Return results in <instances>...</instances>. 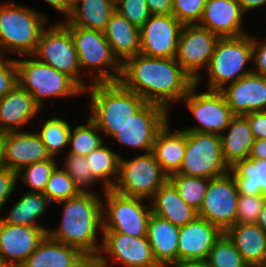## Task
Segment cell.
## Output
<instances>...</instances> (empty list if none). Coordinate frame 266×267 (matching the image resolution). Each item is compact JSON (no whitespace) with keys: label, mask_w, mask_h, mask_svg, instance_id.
<instances>
[{"label":"cell","mask_w":266,"mask_h":267,"mask_svg":"<svg viewBox=\"0 0 266 267\" xmlns=\"http://www.w3.org/2000/svg\"><path fill=\"white\" fill-rule=\"evenodd\" d=\"M119 82L128 90L167 110L182 101L195 81L175 58L150 57L139 53L122 64Z\"/></svg>","instance_id":"1"},{"label":"cell","mask_w":266,"mask_h":267,"mask_svg":"<svg viewBox=\"0 0 266 267\" xmlns=\"http://www.w3.org/2000/svg\"><path fill=\"white\" fill-rule=\"evenodd\" d=\"M93 192H80L64 204L62 220L54 231L47 229V235L54 240L80 249L88 257H96L100 248L96 244L97 232L102 231V203Z\"/></svg>","instance_id":"2"},{"label":"cell","mask_w":266,"mask_h":267,"mask_svg":"<svg viewBox=\"0 0 266 267\" xmlns=\"http://www.w3.org/2000/svg\"><path fill=\"white\" fill-rule=\"evenodd\" d=\"M90 119L100 132L113 137L147 103L143 97L126 89L119 81L91 83Z\"/></svg>","instance_id":"3"},{"label":"cell","mask_w":266,"mask_h":267,"mask_svg":"<svg viewBox=\"0 0 266 267\" xmlns=\"http://www.w3.org/2000/svg\"><path fill=\"white\" fill-rule=\"evenodd\" d=\"M46 21L41 12L15 2L0 4V52L33 55Z\"/></svg>","instance_id":"4"},{"label":"cell","mask_w":266,"mask_h":267,"mask_svg":"<svg viewBox=\"0 0 266 267\" xmlns=\"http://www.w3.org/2000/svg\"><path fill=\"white\" fill-rule=\"evenodd\" d=\"M16 59L17 84L27 90L42 109L44 97L69 98L84 91L66 74L49 66L33 55ZM30 57V58H29Z\"/></svg>","instance_id":"5"},{"label":"cell","mask_w":266,"mask_h":267,"mask_svg":"<svg viewBox=\"0 0 266 267\" xmlns=\"http://www.w3.org/2000/svg\"><path fill=\"white\" fill-rule=\"evenodd\" d=\"M252 60V37L219 38L207 69L209 91H221L226 84L234 83L252 73L244 66Z\"/></svg>","instance_id":"6"},{"label":"cell","mask_w":266,"mask_h":267,"mask_svg":"<svg viewBox=\"0 0 266 267\" xmlns=\"http://www.w3.org/2000/svg\"><path fill=\"white\" fill-rule=\"evenodd\" d=\"M65 26L72 36L80 68H99L98 72H94V69L92 71V84L118 82L122 72V63L114 56L104 32L75 25ZM105 66L108 67L107 69L110 67L111 70L104 69Z\"/></svg>","instance_id":"7"},{"label":"cell","mask_w":266,"mask_h":267,"mask_svg":"<svg viewBox=\"0 0 266 267\" xmlns=\"http://www.w3.org/2000/svg\"><path fill=\"white\" fill-rule=\"evenodd\" d=\"M102 204V232H119L129 236H147L151 207L141 197L125 196L113 189L105 191Z\"/></svg>","instance_id":"8"},{"label":"cell","mask_w":266,"mask_h":267,"mask_svg":"<svg viewBox=\"0 0 266 267\" xmlns=\"http://www.w3.org/2000/svg\"><path fill=\"white\" fill-rule=\"evenodd\" d=\"M229 171L222 155L220 135L186 131L185 156L178 173L212 179Z\"/></svg>","instance_id":"9"},{"label":"cell","mask_w":266,"mask_h":267,"mask_svg":"<svg viewBox=\"0 0 266 267\" xmlns=\"http://www.w3.org/2000/svg\"><path fill=\"white\" fill-rule=\"evenodd\" d=\"M33 56L69 76L83 91L89 87L80 79L82 75L77 51L70 31L62 22L52 25L50 29H43Z\"/></svg>","instance_id":"10"},{"label":"cell","mask_w":266,"mask_h":267,"mask_svg":"<svg viewBox=\"0 0 266 267\" xmlns=\"http://www.w3.org/2000/svg\"><path fill=\"white\" fill-rule=\"evenodd\" d=\"M168 180L152 151L132 160L120 158L119 174L112 188L115 192L133 197L150 199Z\"/></svg>","instance_id":"11"},{"label":"cell","mask_w":266,"mask_h":267,"mask_svg":"<svg viewBox=\"0 0 266 267\" xmlns=\"http://www.w3.org/2000/svg\"><path fill=\"white\" fill-rule=\"evenodd\" d=\"M238 197L237 185L230 172L209 179L198 217L209 221L225 233L236 224Z\"/></svg>","instance_id":"12"},{"label":"cell","mask_w":266,"mask_h":267,"mask_svg":"<svg viewBox=\"0 0 266 267\" xmlns=\"http://www.w3.org/2000/svg\"><path fill=\"white\" fill-rule=\"evenodd\" d=\"M195 88H197L196 84L189 89L182 100L186 102L190 112L201 125L186 128L183 131L221 135L234 116L224 95L220 91L209 90L196 94Z\"/></svg>","instance_id":"13"},{"label":"cell","mask_w":266,"mask_h":267,"mask_svg":"<svg viewBox=\"0 0 266 267\" xmlns=\"http://www.w3.org/2000/svg\"><path fill=\"white\" fill-rule=\"evenodd\" d=\"M218 39L217 35L198 24L184 25L181 30L175 60L197 86L202 79L198 70L208 67Z\"/></svg>","instance_id":"14"},{"label":"cell","mask_w":266,"mask_h":267,"mask_svg":"<svg viewBox=\"0 0 266 267\" xmlns=\"http://www.w3.org/2000/svg\"><path fill=\"white\" fill-rule=\"evenodd\" d=\"M169 110L155 103H146L112 138L121 145L152 151L157 133L168 121Z\"/></svg>","instance_id":"15"},{"label":"cell","mask_w":266,"mask_h":267,"mask_svg":"<svg viewBox=\"0 0 266 267\" xmlns=\"http://www.w3.org/2000/svg\"><path fill=\"white\" fill-rule=\"evenodd\" d=\"M183 26L172 14L150 15L140 28V53L150 57L175 58Z\"/></svg>","instance_id":"16"},{"label":"cell","mask_w":266,"mask_h":267,"mask_svg":"<svg viewBox=\"0 0 266 267\" xmlns=\"http://www.w3.org/2000/svg\"><path fill=\"white\" fill-rule=\"evenodd\" d=\"M47 235L43 226H18L0 220V260L3 267H20Z\"/></svg>","instance_id":"17"},{"label":"cell","mask_w":266,"mask_h":267,"mask_svg":"<svg viewBox=\"0 0 266 267\" xmlns=\"http://www.w3.org/2000/svg\"><path fill=\"white\" fill-rule=\"evenodd\" d=\"M99 253L110 255L124 267H161L155 260L147 236L135 237L119 232H103Z\"/></svg>","instance_id":"18"},{"label":"cell","mask_w":266,"mask_h":267,"mask_svg":"<svg viewBox=\"0 0 266 267\" xmlns=\"http://www.w3.org/2000/svg\"><path fill=\"white\" fill-rule=\"evenodd\" d=\"M3 164L15 172L34 162L50 159L37 132L10 131L0 134Z\"/></svg>","instance_id":"19"},{"label":"cell","mask_w":266,"mask_h":267,"mask_svg":"<svg viewBox=\"0 0 266 267\" xmlns=\"http://www.w3.org/2000/svg\"><path fill=\"white\" fill-rule=\"evenodd\" d=\"M234 115L266 111V78L250 73L220 91Z\"/></svg>","instance_id":"20"},{"label":"cell","mask_w":266,"mask_h":267,"mask_svg":"<svg viewBox=\"0 0 266 267\" xmlns=\"http://www.w3.org/2000/svg\"><path fill=\"white\" fill-rule=\"evenodd\" d=\"M223 232L209 221L197 217L180 227L178 236V262L206 260L214 243Z\"/></svg>","instance_id":"21"},{"label":"cell","mask_w":266,"mask_h":267,"mask_svg":"<svg viewBox=\"0 0 266 267\" xmlns=\"http://www.w3.org/2000/svg\"><path fill=\"white\" fill-rule=\"evenodd\" d=\"M243 13L237 0H206L198 25L219 38L243 36L247 34L241 28Z\"/></svg>","instance_id":"22"},{"label":"cell","mask_w":266,"mask_h":267,"mask_svg":"<svg viewBox=\"0 0 266 267\" xmlns=\"http://www.w3.org/2000/svg\"><path fill=\"white\" fill-rule=\"evenodd\" d=\"M41 108L18 84L0 99V134L19 131Z\"/></svg>","instance_id":"23"},{"label":"cell","mask_w":266,"mask_h":267,"mask_svg":"<svg viewBox=\"0 0 266 267\" xmlns=\"http://www.w3.org/2000/svg\"><path fill=\"white\" fill-rule=\"evenodd\" d=\"M88 256L48 235L20 267H78Z\"/></svg>","instance_id":"24"},{"label":"cell","mask_w":266,"mask_h":267,"mask_svg":"<svg viewBox=\"0 0 266 267\" xmlns=\"http://www.w3.org/2000/svg\"><path fill=\"white\" fill-rule=\"evenodd\" d=\"M225 234L249 267H262L266 262V232L254 224L232 225Z\"/></svg>","instance_id":"25"},{"label":"cell","mask_w":266,"mask_h":267,"mask_svg":"<svg viewBox=\"0 0 266 267\" xmlns=\"http://www.w3.org/2000/svg\"><path fill=\"white\" fill-rule=\"evenodd\" d=\"M180 227L153 213L149 217L147 239L156 262L164 267L178 262V236Z\"/></svg>","instance_id":"26"},{"label":"cell","mask_w":266,"mask_h":267,"mask_svg":"<svg viewBox=\"0 0 266 267\" xmlns=\"http://www.w3.org/2000/svg\"><path fill=\"white\" fill-rule=\"evenodd\" d=\"M154 215L182 227L198 217V211L189 206L180 196L173 184L167 180L150 198Z\"/></svg>","instance_id":"27"},{"label":"cell","mask_w":266,"mask_h":267,"mask_svg":"<svg viewBox=\"0 0 266 267\" xmlns=\"http://www.w3.org/2000/svg\"><path fill=\"white\" fill-rule=\"evenodd\" d=\"M103 32L114 56L120 63L123 64L130 57L140 53V28L131 24L116 10Z\"/></svg>","instance_id":"28"},{"label":"cell","mask_w":266,"mask_h":267,"mask_svg":"<svg viewBox=\"0 0 266 267\" xmlns=\"http://www.w3.org/2000/svg\"><path fill=\"white\" fill-rule=\"evenodd\" d=\"M167 122L157 133L152 152L162 171L169 177L180 170L186 150V131L171 132Z\"/></svg>","instance_id":"29"},{"label":"cell","mask_w":266,"mask_h":267,"mask_svg":"<svg viewBox=\"0 0 266 267\" xmlns=\"http://www.w3.org/2000/svg\"><path fill=\"white\" fill-rule=\"evenodd\" d=\"M227 129L228 133L220 135L222 155L232 167L239 160L249 159L254 137L245 115H234Z\"/></svg>","instance_id":"30"},{"label":"cell","mask_w":266,"mask_h":267,"mask_svg":"<svg viewBox=\"0 0 266 267\" xmlns=\"http://www.w3.org/2000/svg\"><path fill=\"white\" fill-rule=\"evenodd\" d=\"M115 11V0H75L64 25L104 31Z\"/></svg>","instance_id":"31"},{"label":"cell","mask_w":266,"mask_h":267,"mask_svg":"<svg viewBox=\"0 0 266 267\" xmlns=\"http://www.w3.org/2000/svg\"><path fill=\"white\" fill-rule=\"evenodd\" d=\"M229 172L235 179L239 194L266 195V159L239 160Z\"/></svg>","instance_id":"32"},{"label":"cell","mask_w":266,"mask_h":267,"mask_svg":"<svg viewBox=\"0 0 266 267\" xmlns=\"http://www.w3.org/2000/svg\"><path fill=\"white\" fill-rule=\"evenodd\" d=\"M50 200L43 193L27 192L13 207L2 222L18 226H42L36 220L43 215Z\"/></svg>","instance_id":"33"},{"label":"cell","mask_w":266,"mask_h":267,"mask_svg":"<svg viewBox=\"0 0 266 267\" xmlns=\"http://www.w3.org/2000/svg\"><path fill=\"white\" fill-rule=\"evenodd\" d=\"M122 156L117 155L105 145H101L96 150L92 151L89 155L85 156L89 164L90 171L93 177L99 181L102 179L104 183V190L112 189L116 183L114 178H118L119 174V161ZM112 177V178H110Z\"/></svg>","instance_id":"34"},{"label":"cell","mask_w":266,"mask_h":267,"mask_svg":"<svg viewBox=\"0 0 266 267\" xmlns=\"http://www.w3.org/2000/svg\"><path fill=\"white\" fill-rule=\"evenodd\" d=\"M168 180L177 189L179 196L195 210L201 208L208 188V178L171 174Z\"/></svg>","instance_id":"35"},{"label":"cell","mask_w":266,"mask_h":267,"mask_svg":"<svg viewBox=\"0 0 266 267\" xmlns=\"http://www.w3.org/2000/svg\"><path fill=\"white\" fill-rule=\"evenodd\" d=\"M87 122V125L82 124L75 127L74 130L71 129L69 136V144L71 146L68 154L85 157L104 144L96 124L89 117Z\"/></svg>","instance_id":"36"},{"label":"cell","mask_w":266,"mask_h":267,"mask_svg":"<svg viewBox=\"0 0 266 267\" xmlns=\"http://www.w3.org/2000/svg\"><path fill=\"white\" fill-rule=\"evenodd\" d=\"M70 132L71 127L65 119L53 116L43 124L40 133L37 134L50 156L55 157L60 149L69 144Z\"/></svg>","instance_id":"37"},{"label":"cell","mask_w":266,"mask_h":267,"mask_svg":"<svg viewBox=\"0 0 266 267\" xmlns=\"http://www.w3.org/2000/svg\"><path fill=\"white\" fill-rule=\"evenodd\" d=\"M206 260L210 267H249L225 233L214 243Z\"/></svg>","instance_id":"38"},{"label":"cell","mask_w":266,"mask_h":267,"mask_svg":"<svg viewBox=\"0 0 266 267\" xmlns=\"http://www.w3.org/2000/svg\"><path fill=\"white\" fill-rule=\"evenodd\" d=\"M54 159L51 157L22 168L17 172L18 180L22 177V182L31 188L29 192L44 193L48 179L57 166Z\"/></svg>","instance_id":"39"},{"label":"cell","mask_w":266,"mask_h":267,"mask_svg":"<svg viewBox=\"0 0 266 267\" xmlns=\"http://www.w3.org/2000/svg\"><path fill=\"white\" fill-rule=\"evenodd\" d=\"M59 168V166H56L52 171L43 193L50 202L68 200L80 193L70 176Z\"/></svg>","instance_id":"40"},{"label":"cell","mask_w":266,"mask_h":267,"mask_svg":"<svg viewBox=\"0 0 266 267\" xmlns=\"http://www.w3.org/2000/svg\"><path fill=\"white\" fill-rule=\"evenodd\" d=\"M64 160L65 163L62 169L70 176L80 192H88L86 187H91L93 183L98 182L93 177L89 164L84 156L66 154V159Z\"/></svg>","instance_id":"41"},{"label":"cell","mask_w":266,"mask_h":267,"mask_svg":"<svg viewBox=\"0 0 266 267\" xmlns=\"http://www.w3.org/2000/svg\"><path fill=\"white\" fill-rule=\"evenodd\" d=\"M206 0H173L172 15L183 25L199 24Z\"/></svg>","instance_id":"42"},{"label":"cell","mask_w":266,"mask_h":267,"mask_svg":"<svg viewBox=\"0 0 266 267\" xmlns=\"http://www.w3.org/2000/svg\"><path fill=\"white\" fill-rule=\"evenodd\" d=\"M266 195H244L239 194L237 204L236 223L254 224L262 209Z\"/></svg>","instance_id":"43"},{"label":"cell","mask_w":266,"mask_h":267,"mask_svg":"<svg viewBox=\"0 0 266 267\" xmlns=\"http://www.w3.org/2000/svg\"><path fill=\"white\" fill-rule=\"evenodd\" d=\"M115 10L138 28H141L151 15L146 0H115Z\"/></svg>","instance_id":"44"},{"label":"cell","mask_w":266,"mask_h":267,"mask_svg":"<svg viewBox=\"0 0 266 267\" xmlns=\"http://www.w3.org/2000/svg\"><path fill=\"white\" fill-rule=\"evenodd\" d=\"M17 84V70L15 59H4L0 55V99Z\"/></svg>","instance_id":"45"},{"label":"cell","mask_w":266,"mask_h":267,"mask_svg":"<svg viewBox=\"0 0 266 267\" xmlns=\"http://www.w3.org/2000/svg\"><path fill=\"white\" fill-rule=\"evenodd\" d=\"M17 172L7 167L0 169V210L7 203L15 186L17 185Z\"/></svg>","instance_id":"46"},{"label":"cell","mask_w":266,"mask_h":267,"mask_svg":"<svg viewBox=\"0 0 266 267\" xmlns=\"http://www.w3.org/2000/svg\"><path fill=\"white\" fill-rule=\"evenodd\" d=\"M252 60L255 67L252 73L266 78V41L252 38Z\"/></svg>","instance_id":"47"},{"label":"cell","mask_w":266,"mask_h":267,"mask_svg":"<svg viewBox=\"0 0 266 267\" xmlns=\"http://www.w3.org/2000/svg\"><path fill=\"white\" fill-rule=\"evenodd\" d=\"M254 139H266V111L245 114Z\"/></svg>","instance_id":"48"},{"label":"cell","mask_w":266,"mask_h":267,"mask_svg":"<svg viewBox=\"0 0 266 267\" xmlns=\"http://www.w3.org/2000/svg\"><path fill=\"white\" fill-rule=\"evenodd\" d=\"M151 15L172 14L173 0H146Z\"/></svg>","instance_id":"49"},{"label":"cell","mask_w":266,"mask_h":267,"mask_svg":"<svg viewBox=\"0 0 266 267\" xmlns=\"http://www.w3.org/2000/svg\"><path fill=\"white\" fill-rule=\"evenodd\" d=\"M249 159H266V139H254Z\"/></svg>","instance_id":"50"},{"label":"cell","mask_w":266,"mask_h":267,"mask_svg":"<svg viewBox=\"0 0 266 267\" xmlns=\"http://www.w3.org/2000/svg\"><path fill=\"white\" fill-rule=\"evenodd\" d=\"M108 260L103 253H99L96 257H87L78 267H108Z\"/></svg>","instance_id":"51"},{"label":"cell","mask_w":266,"mask_h":267,"mask_svg":"<svg viewBox=\"0 0 266 267\" xmlns=\"http://www.w3.org/2000/svg\"><path fill=\"white\" fill-rule=\"evenodd\" d=\"M51 5L54 9H57L60 13L69 16L72 9V2L70 0H44Z\"/></svg>","instance_id":"52"},{"label":"cell","mask_w":266,"mask_h":267,"mask_svg":"<svg viewBox=\"0 0 266 267\" xmlns=\"http://www.w3.org/2000/svg\"><path fill=\"white\" fill-rule=\"evenodd\" d=\"M164 267H210L207 260H186L172 263Z\"/></svg>","instance_id":"53"},{"label":"cell","mask_w":266,"mask_h":267,"mask_svg":"<svg viewBox=\"0 0 266 267\" xmlns=\"http://www.w3.org/2000/svg\"><path fill=\"white\" fill-rule=\"evenodd\" d=\"M240 4L242 11L245 13L246 11L256 9L258 7H262L264 4L266 5V0H237Z\"/></svg>","instance_id":"54"},{"label":"cell","mask_w":266,"mask_h":267,"mask_svg":"<svg viewBox=\"0 0 266 267\" xmlns=\"http://www.w3.org/2000/svg\"><path fill=\"white\" fill-rule=\"evenodd\" d=\"M256 224L266 232V197Z\"/></svg>","instance_id":"55"},{"label":"cell","mask_w":266,"mask_h":267,"mask_svg":"<svg viewBox=\"0 0 266 267\" xmlns=\"http://www.w3.org/2000/svg\"><path fill=\"white\" fill-rule=\"evenodd\" d=\"M3 167H4V164H3V154H2V143L0 140V169Z\"/></svg>","instance_id":"56"}]
</instances>
